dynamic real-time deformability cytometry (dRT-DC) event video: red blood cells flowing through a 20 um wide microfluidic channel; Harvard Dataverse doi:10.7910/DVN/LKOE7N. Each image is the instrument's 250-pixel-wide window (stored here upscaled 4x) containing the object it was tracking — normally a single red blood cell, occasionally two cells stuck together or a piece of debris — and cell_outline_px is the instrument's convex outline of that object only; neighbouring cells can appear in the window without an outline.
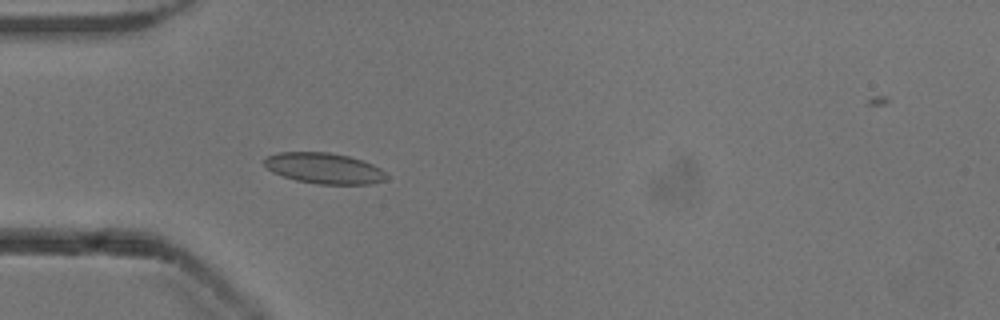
{"species": "common noctule bat (a hibernating species)", "species_latin": "Nyctalus noctula", "temperature_condition": "cold", "stored_images_in_passage": 21, "camera_frame_rate_fps": 3000, "um_per_image_px": 0.085, "animal": {"sex": "male", "body_mass_g": 13.3}, "frame": {"image": 1, "passage_image": 16, "time_ms": 5.0, "image_size_px": [1000, 320], "cell_outline_px": [[388, 180], [372, 184], [316, 184], [296, 180], [272, 172], [264, 164], [264, 160], [268, 156], [280, 152], [328, 152], [348, 156], [372, 164], [380, 168], [388, 176]], "centroid_in_image_um": [27.58, 14.31], "position_along_channel_um": 57.4, "area_um2": 21.85}}
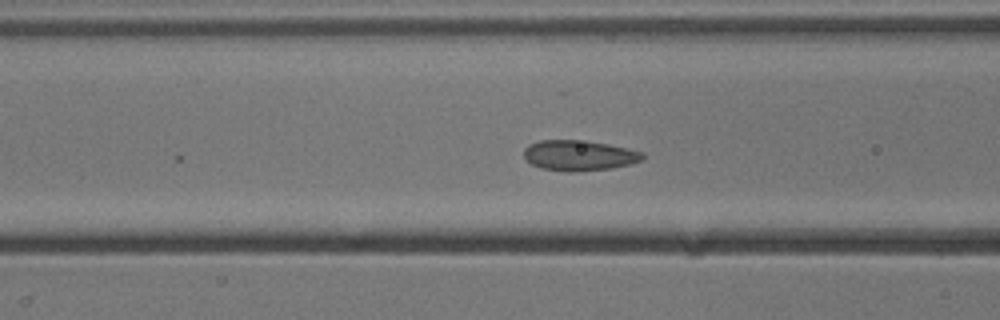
{"frame": {"image": 2, "passage_image": 21, "time_ms": 6.667, "image_size_px": [1000, 320], "cell_outline_px": [[644, 160], [632, 164], [612, 168], [580, 172], [568, 172], [540, 168], [532, 164], [524, 156], [524, 148], [528, 144], [540, 140], [576, 140], [608, 144], [628, 148], [644, 152]], "centroid_in_image_um": [49.25, 13.22], "position_along_channel_um": 117.3, "area_um2": 21.27}}